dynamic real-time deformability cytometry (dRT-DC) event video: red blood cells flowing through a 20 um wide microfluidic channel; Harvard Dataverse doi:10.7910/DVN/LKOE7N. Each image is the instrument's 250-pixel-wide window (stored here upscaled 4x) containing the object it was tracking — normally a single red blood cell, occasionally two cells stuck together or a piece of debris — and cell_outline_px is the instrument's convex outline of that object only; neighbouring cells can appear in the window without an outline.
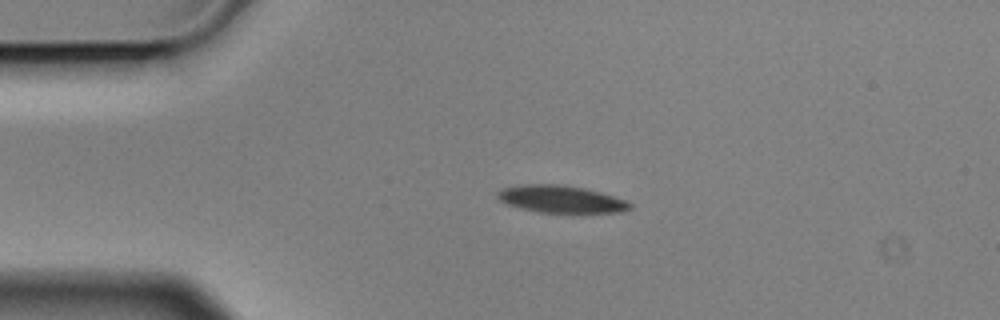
{"species": "Egyptian fruit bat (a non-hibernating species)", "species_latin": "Rousettus aegyptiacus", "temperature_condition": "cold", "stored_images_in_passage": 3, "camera_frame_rate_fps": 3000, "um_per_image_px": 0.085, "animal": {"sex": "male"}, "frame": {"image": 1, "passage_image": 2, "time_ms": 0.333, "image_size_px": [1000, 320], "cell_outline_px": [[632, 208], [624, 212], [540, 212], [520, 208], [508, 204], [500, 200], [496, 196], [496, 192], [504, 188], [520, 184], [560, 184], [584, 188], [600, 192], [624, 200], [632, 204]], "centroid_in_image_um": [47.67, 16.92], "position_along_channel_um": 37.3, "area_um2": 20.87}}